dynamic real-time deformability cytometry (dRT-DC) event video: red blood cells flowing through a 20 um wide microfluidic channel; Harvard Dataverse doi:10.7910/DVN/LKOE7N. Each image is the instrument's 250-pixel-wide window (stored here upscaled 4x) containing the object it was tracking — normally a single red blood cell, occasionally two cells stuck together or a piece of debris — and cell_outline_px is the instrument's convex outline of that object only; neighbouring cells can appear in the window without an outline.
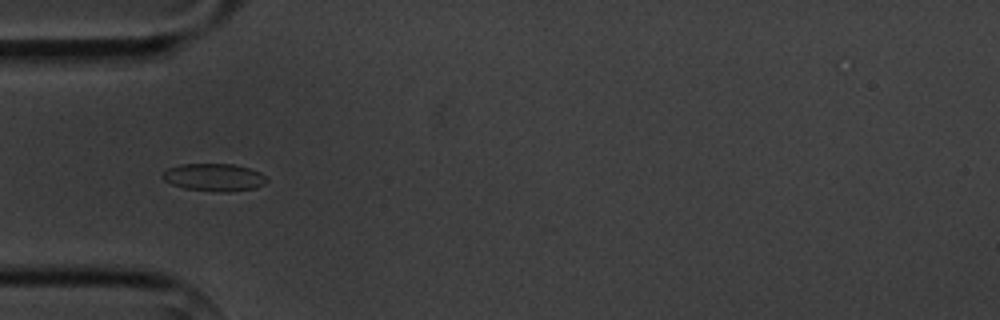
{"species": "common noctule bat (a hibernating species)", "species_latin": "Nyctalus noctula", "temperature_condition": "cold", "stored_images_in_passage": 4, "camera_frame_rate_fps": 3000, "um_per_image_px": 0.085, "animal": {"sex": "male", "body_mass_g": 20.1, "forearm_length_mm": 53.5}, "frame": {"image": 1, "passage_image": 2, "time_ms": 1.0, "image_size_px": [1000, 320], "cell_outline_px": [[268, 180], [264, 184], [256, 188], [228, 192], [220, 192], [184, 188], [172, 184], [164, 180], [160, 176], [168, 168], [180, 164], [232, 164], [248, 168], [260, 172]], "centroid_in_image_um": [18.19, 15.07], "position_along_channel_um": 66.8, "area_um2": 16.7}}
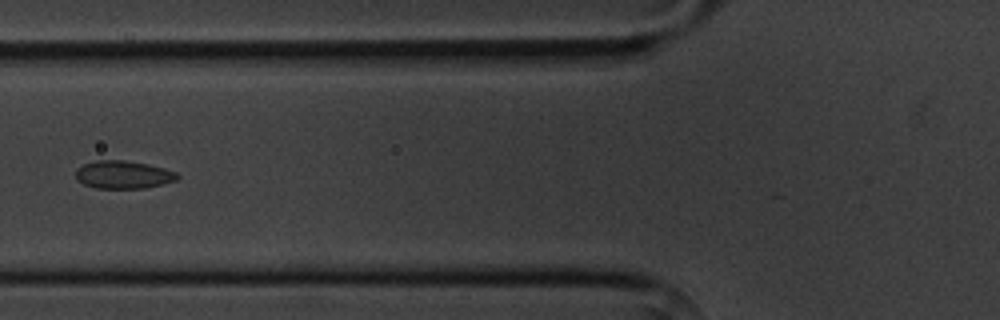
{"frame": {"image": 2, "passage_image": 3, "time_ms": 2.333, "image_size_px": [1000, 320], "cell_outline_px": [[180, 176], [176, 180], [164, 184], [144, 188], [96, 188], [84, 184], [76, 180], [76, 168], [84, 164], [96, 160], [124, 160], [148, 164], [164, 168], [176, 172]], "centroid_in_image_um": [10.48, 14.84], "position_along_channel_um": 115.3, "area_um2": 16.59}}
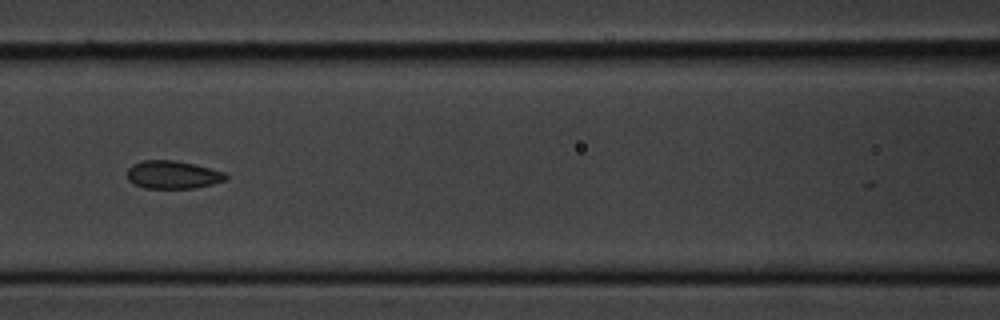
{"frame": {"image": 3, "passage_image": 4, "time_ms": 3.333, "image_size_px": [1000, 320], "cell_outline_px": [[228, 176], [224, 180], [212, 184], [192, 188], [144, 188], [132, 184], [128, 180], [128, 168], [132, 164], [144, 160], [176, 160], [224, 172]], "centroid_in_image_um": [14.63, 14.85], "position_along_channel_um": 152.0, "area_um2": 15.95}}